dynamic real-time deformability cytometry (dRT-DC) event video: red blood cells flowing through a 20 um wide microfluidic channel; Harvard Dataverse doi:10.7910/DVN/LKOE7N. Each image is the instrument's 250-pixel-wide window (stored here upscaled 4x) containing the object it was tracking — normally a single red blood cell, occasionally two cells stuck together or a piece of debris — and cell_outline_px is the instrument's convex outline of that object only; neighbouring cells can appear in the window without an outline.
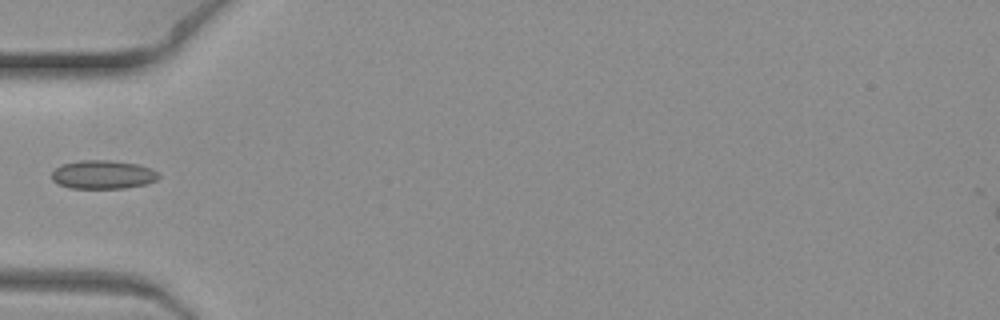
{"species": "common noctule bat (a hibernating species)", "species_latin": "Nyctalus noctula", "temperature_condition": "warm", "stored_images_in_passage": 3, "camera_frame_rate_fps": 3000, "um_per_image_px": 0.085, "animal": {"sex": "female", "body_mass_g": 19.3, "forearm_length_mm": 54.1}, "frame": {"image": 1, "passage_image": 1, "time_ms": 0.0, "image_size_px": [1000, 320], "cell_outline_px": [[160, 176], [156, 180], [144, 184], [124, 188], [72, 188], [60, 184], [52, 180], [52, 172], [56, 168], [64, 164], [80, 160], [112, 160], [136, 164], [152, 168]], "centroid_in_image_um": [8.76, 14.83], "position_along_channel_um": 76.2, "area_um2": 17.63}}
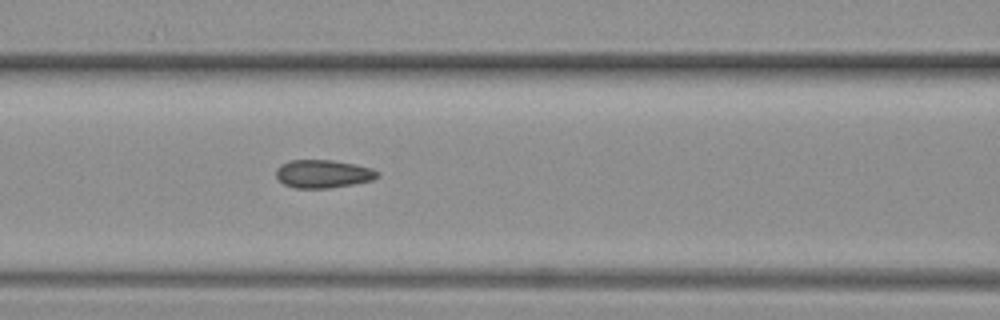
{"frame": {"image": 2, "passage_image": 3, "time_ms": 0.667, "image_size_px": [1000, 320], "cell_outline_px": [[380, 176], [372, 180], [332, 188], [296, 188], [284, 184], [276, 176], [276, 168], [280, 164], [288, 160], [332, 160], [356, 164], [372, 168], [380, 172]], "centroid_in_image_um": [27.47, 14.77], "position_along_channel_um": 139.1, "area_um2": 16.76}}